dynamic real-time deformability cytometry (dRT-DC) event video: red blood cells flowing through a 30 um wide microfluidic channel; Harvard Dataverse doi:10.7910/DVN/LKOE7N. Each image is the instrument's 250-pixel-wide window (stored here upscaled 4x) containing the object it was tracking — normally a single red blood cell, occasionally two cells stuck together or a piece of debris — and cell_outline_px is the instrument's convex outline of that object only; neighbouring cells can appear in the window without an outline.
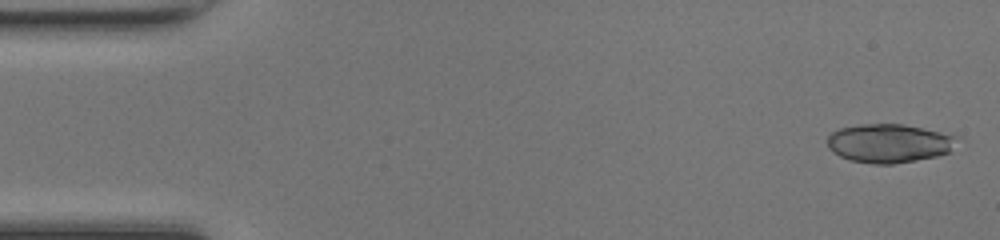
{"species": "common noctule bat (a hibernating species)", "species_latin": "Nyctalus noctula", "temperature_condition": "room temperature", "stored_images_in_passage": 47, "segment_of_instrument_passage": [1, 2], "camera_frame_rate_fps": 3000, "um_per_image_px": 0.085, "animal": {"sex": "female", "body_mass_g": 17.0, "forearm_length_mm": 48.0}, "frame": {"image": 1, "passage_image": 1, "time_ms": 0.0, "image_size_px": [1000, 240], "cell_outline_px": [[960, 136], [952, 152], [936, 156], [916, 160], [892, 164], [872, 164], [848, 160], [832, 152], [828, 148], [828, 136], [832, 132], [840, 128], [860, 124], [904, 124]], "centroid_in_image_um": [75.6, 12.18], "position_along_channel_um": 9.4, "area_um2": 29.59}}
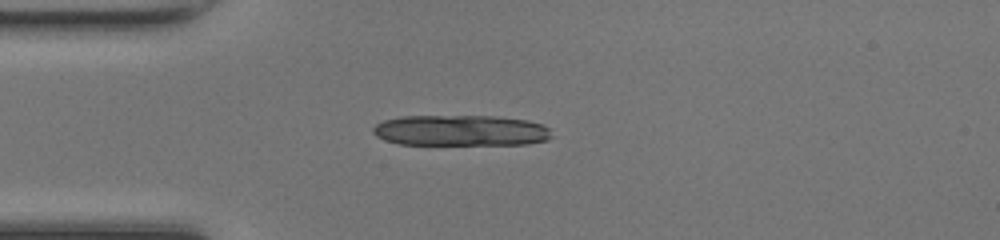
{"frame": {"image": 2, "passage_image": 12, "time_ms": 3.667, "image_size_px": [1000, 240], "cell_outline_px": [[552, 136], [548, 140], [528, 144], [400, 144], [384, 140], [376, 136], [372, 132], [372, 128], [376, 124], [384, 120], [400, 116], [496, 116], [528, 120], [544, 124], [548, 128]], "centroid_in_image_um": [39.17, 11.08], "position_along_channel_um": 45.8, "area_um2": 32.31}}